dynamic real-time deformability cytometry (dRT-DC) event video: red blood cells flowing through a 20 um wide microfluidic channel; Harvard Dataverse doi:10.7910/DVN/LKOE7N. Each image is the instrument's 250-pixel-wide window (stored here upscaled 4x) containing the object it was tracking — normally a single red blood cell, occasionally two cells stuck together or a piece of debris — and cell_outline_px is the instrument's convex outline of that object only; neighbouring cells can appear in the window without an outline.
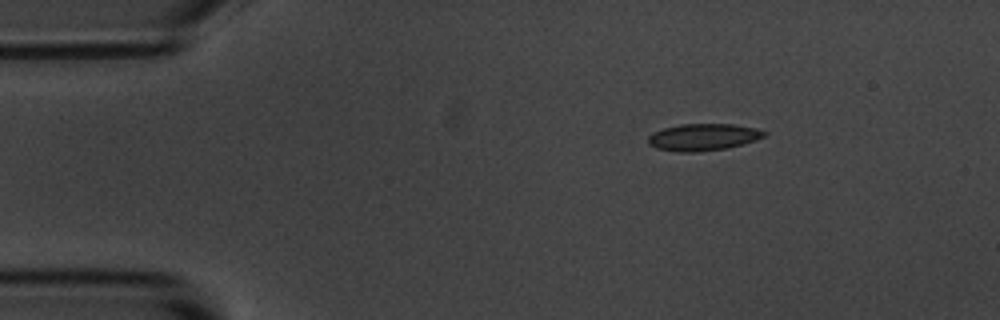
{"species": "common noctule bat (a hibernating species)", "species_latin": "Nyctalus noctula", "temperature_condition": "room temperature", "stored_images_in_passage": 3, "camera_frame_rate_fps": 3000, "um_per_image_px": 0.085, "animal": {"sex": "male", "body_mass_g": 20.1, "forearm_length_mm": 53.5}, "frame": {"image": 1, "passage_image": 1, "time_ms": 0.0, "image_size_px": [1000, 320], "cell_outline_px": [[768, 132], [764, 136], [756, 140], [744, 144], [724, 148], [696, 152], [676, 152], [656, 148], [648, 144], [648, 136], [652, 132], [664, 128], [680, 124], [732, 124], [756, 128]], "centroid_in_image_um": [59.75, 11.65], "position_along_channel_um": 25.3, "area_um2": 18.26}}